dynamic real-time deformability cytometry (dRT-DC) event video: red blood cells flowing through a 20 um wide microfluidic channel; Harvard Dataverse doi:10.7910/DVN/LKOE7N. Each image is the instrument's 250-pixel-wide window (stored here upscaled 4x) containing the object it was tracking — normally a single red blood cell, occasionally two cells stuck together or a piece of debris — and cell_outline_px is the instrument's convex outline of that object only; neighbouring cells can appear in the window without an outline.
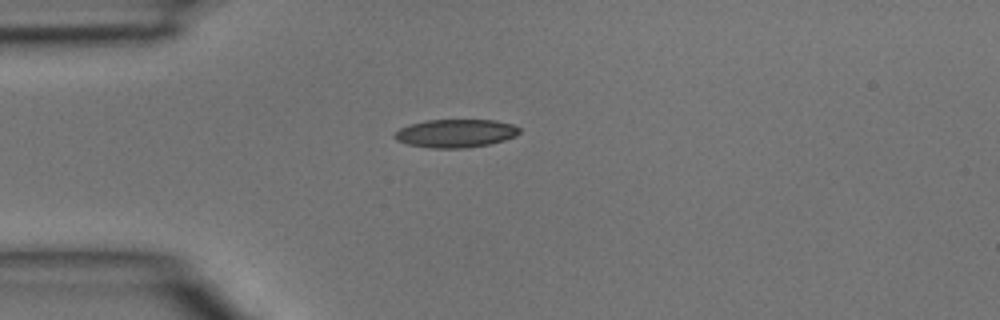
{"species": "common noctule bat (a hibernating species)", "species_latin": "Nyctalus noctula", "temperature_condition": "room temperature", "stored_images_in_passage": 3, "camera_frame_rate_fps": 3000, "um_per_image_px": 0.085, "animal": {"sex": "male", "body_mass_g": 15.6}, "frame": {"image": 1, "passage_image": 3, "time_ms": 0.667, "image_size_px": [1000, 320], "cell_outline_px": [[520, 132], [516, 136], [504, 140], [488, 144], [468, 148], [432, 148], [408, 144], [396, 140], [392, 136], [400, 128], [412, 124], [428, 120], [496, 120], [512, 124], [520, 128]], "centroid_in_image_um": [38.75, 11.33], "position_along_channel_um": 46.3, "area_um2": 20.46}}